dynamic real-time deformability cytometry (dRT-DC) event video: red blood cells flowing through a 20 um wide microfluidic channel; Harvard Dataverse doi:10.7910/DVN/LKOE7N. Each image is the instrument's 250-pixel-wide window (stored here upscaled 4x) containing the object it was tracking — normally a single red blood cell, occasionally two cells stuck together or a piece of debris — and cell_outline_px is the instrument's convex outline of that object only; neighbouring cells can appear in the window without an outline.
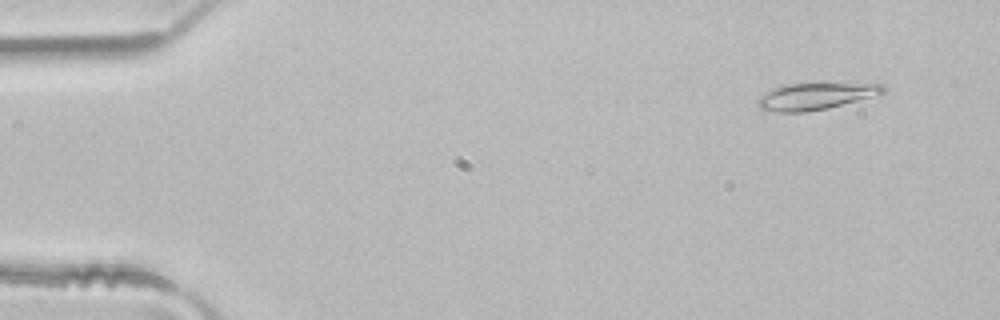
{"species": "common noctule bat (a hibernating species)", "species_latin": "Nyctalus noctula", "temperature_condition": "room temperature", "stored_images_in_passage": 49, "camera_frame_rate_fps": 3000, "um_per_image_px": 0.085, "animal": {"sex": "male", "body_mass_g": 21.5, "forearm_length_mm": 52.0}, "frame": {"image": 1, "passage_image": 4, "time_ms": 1.0, "image_size_px": [1000, 320], "cell_outline_px": [[888, 92], [828, 108], [808, 112], [776, 112], [760, 108], [756, 104], [756, 100], [764, 92], [772, 88], [784, 84], [820, 80], [884, 84], [888, 88]], "centroid_in_image_um": [69.38, 8.11], "position_along_channel_um": 15.6, "area_um2": 20.98}}
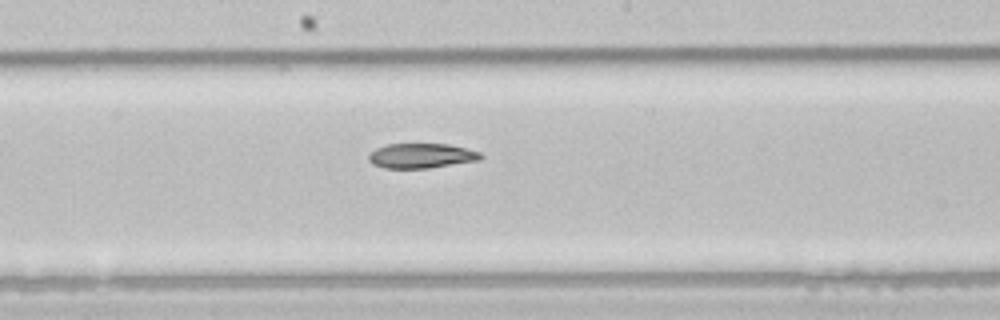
{"frame": {"image": 2, "passage_image": 26, "time_ms": 8.333, "image_size_px": [1000, 320], "cell_outline_px": [[484, 156], [480, 160], [428, 168], [384, 168], [372, 164], [368, 160], [368, 156], [376, 148], [388, 144], [448, 144], [480, 152]], "centroid_in_image_um": [35.81, 13.24], "position_along_channel_um": 212.4, "area_um2": 16.13}}
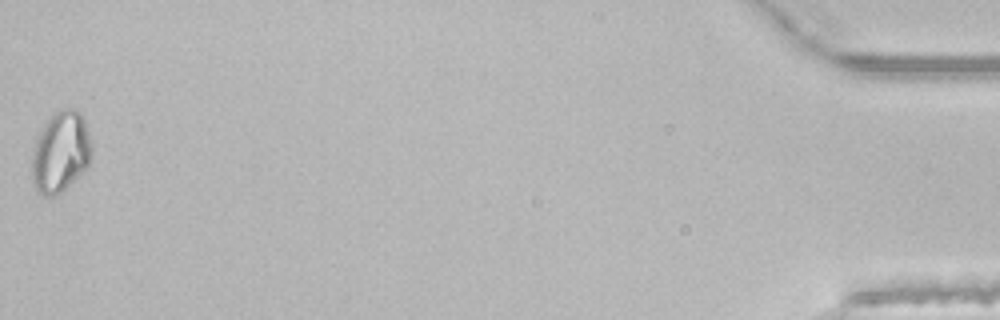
{"frame": {"image": 3, "passage_image": 49, "time_ms": 16.0, "image_size_px": [1000, 320], "cell_outline_px": [[92, 156], [88, 164], [60, 192], [52, 196], [44, 196], [36, 192], [32, 180], [32, 152], [36, 136], [52, 112], [60, 108], [72, 108], [80, 112], [84, 120], [88, 132], [92, 148]], "centroid_in_image_um": [5.11, 12.87], "position_along_channel_um": 430.1, "area_um2": 28.15}, "authors_computed_cell_mechanics": {"area_um2": 18.9584, "velocity_mm_per_s": 4.1309, "shape_relaxation_time_tau1_ms": 8.5954, "shape_relaxation_time_tau2_ms": null, "deformation_change_tau1": 0.1866, "deformation_change_tau2": null}}